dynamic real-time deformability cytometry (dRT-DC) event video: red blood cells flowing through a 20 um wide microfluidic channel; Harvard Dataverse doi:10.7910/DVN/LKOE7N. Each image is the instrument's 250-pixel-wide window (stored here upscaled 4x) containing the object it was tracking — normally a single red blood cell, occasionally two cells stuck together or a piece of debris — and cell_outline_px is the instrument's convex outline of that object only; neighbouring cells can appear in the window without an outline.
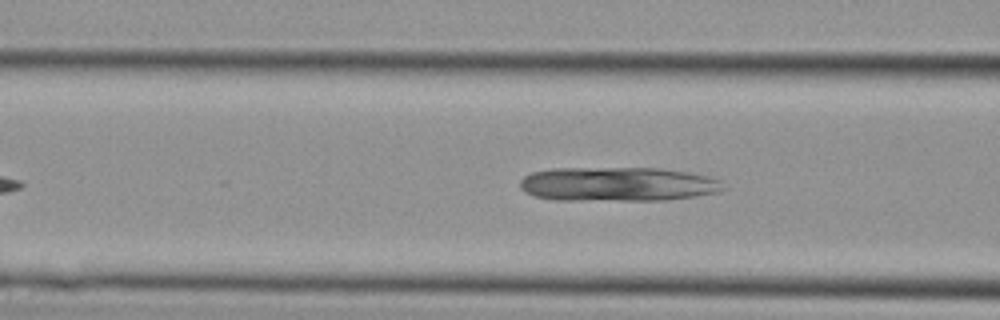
{"species": "Egyptian fruit bat (a non-hibernating species)", "species_latin": "Rousettus aegyptiacus", "temperature_condition": "cold", "stored_images_in_passage": 3, "camera_frame_rate_fps": 3000, "um_per_image_px": 0.085, "animal": {"sex": "female"}, "frame": {"image": 1, "passage_image": 3, "time_ms": 0.667, "image_size_px": [1000, 320], "cell_outline_px": [[728, 188], [720, 192], [696, 196], [668, 200], [556, 200], [536, 196], [524, 192], [520, 188], [520, 180], [524, 176], [532, 172], [552, 168], [660, 168], [688, 172], [708, 176], [720, 180]], "centroid_in_image_um": [52.54, 15.65], "position_along_channel_um": 114.1, "area_um2": 40.98}}